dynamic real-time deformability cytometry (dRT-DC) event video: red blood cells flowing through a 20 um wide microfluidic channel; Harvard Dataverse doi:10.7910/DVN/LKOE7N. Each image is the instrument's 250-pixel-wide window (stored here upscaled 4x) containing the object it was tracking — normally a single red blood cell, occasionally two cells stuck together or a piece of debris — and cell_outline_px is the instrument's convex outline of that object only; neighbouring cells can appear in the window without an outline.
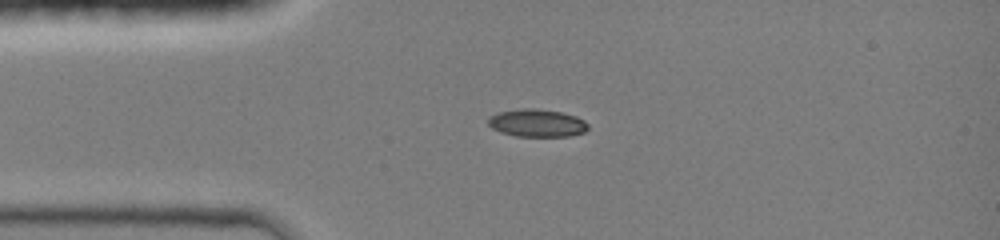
{"species": "common noctule bat (a hibernating species)", "species_latin": "Nyctalus noctula", "temperature_condition": "room temperature", "stored_images_in_passage": 12, "camera_frame_rate_fps": 3000, "um_per_image_px": 0.085, "animal": {"sex": "female", "body_mass_g": 19.0, "forearm_length_mm": 51.5}, "frame": {"image": 1, "passage_image": 5, "time_ms": 2.333, "image_size_px": [1000, 240], "cell_outline_px": [[588, 128], [584, 132], [568, 136], [516, 136], [500, 132], [492, 128], [488, 124], [488, 116], [496, 112], [520, 108], [536, 108], [560, 112], [576, 116], [584, 120], [588, 124]], "centroid_in_image_um": [45.61, 10.44], "position_along_channel_um": 39.4, "area_um2": 16.24}}
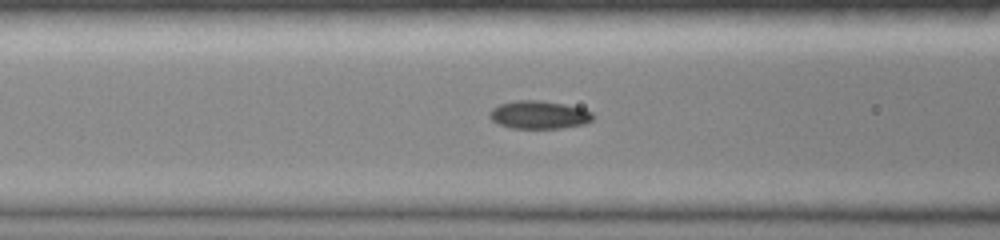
{"frame": {"image": 2, "passage_image": 9, "time_ms": 4.667, "image_size_px": [1000, 240], "cell_outline_px": [[592, 120], [584, 124], [560, 128], [512, 128], [500, 124], [492, 120], [488, 116], [488, 112], [492, 108], [500, 104], [516, 100], [540, 100], [564, 104], [584, 108], [592, 112]], "centroid_in_image_um": [45.8, 9.75], "position_along_channel_um": 120.8, "area_um2": 16.88}}
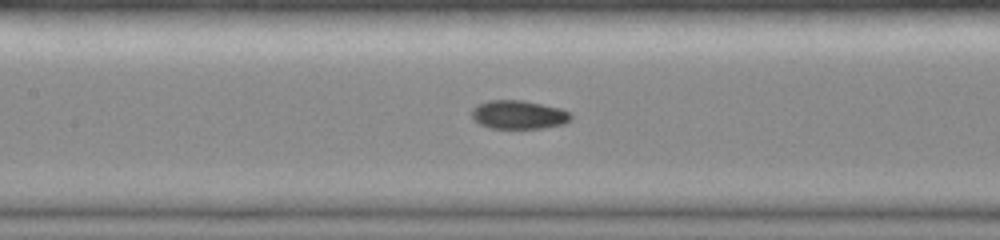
{"frame": {"image": 3, "passage_image": 11, "time_ms": 5.667, "image_size_px": [1000, 240], "cell_outline_px": [[572, 120], [564, 124], [544, 128], [488, 128], [480, 124], [472, 116], [472, 108], [488, 100], [524, 100], [560, 108], [568, 112], [572, 116]], "centroid_in_image_um": [44.11, 9.75], "position_along_channel_um": 163.3, "area_um2": 16.53}}